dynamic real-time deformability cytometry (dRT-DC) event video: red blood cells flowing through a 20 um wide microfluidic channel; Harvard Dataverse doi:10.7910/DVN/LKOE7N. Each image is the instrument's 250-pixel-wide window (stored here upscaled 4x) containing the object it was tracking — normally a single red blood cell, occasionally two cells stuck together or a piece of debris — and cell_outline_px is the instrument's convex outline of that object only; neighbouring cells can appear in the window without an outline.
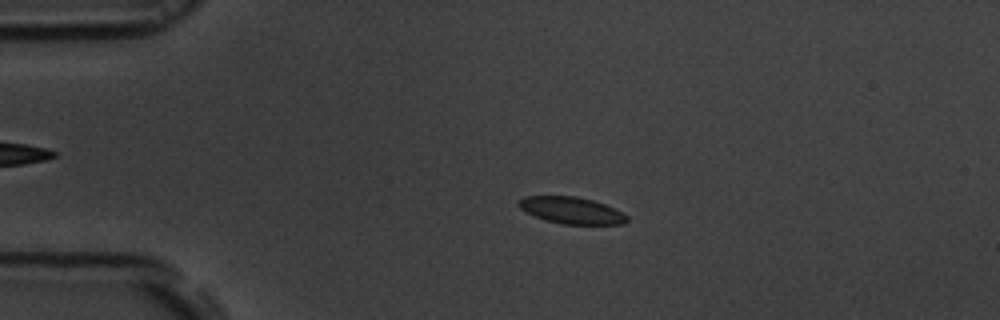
{"species": "common noctule bat (a hibernating species)", "species_latin": "Nyctalus noctula", "temperature_condition": "room temperature", "stored_images_in_passage": 52, "camera_frame_rate_fps": 3000, "um_per_image_px": 0.085, "animal": {"sex": "male", "body_mass_g": 19.5, "forearm_length_mm": 54.6}, "frame": {"image": 1, "passage_image": 9, "time_ms": 2.667, "image_size_px": [1000, 320], "cell_outline_px": [[628, 220], [624, 224], [564, 224], [544, 220], [520, 208], [516, 204], [516, 200], [524, 196], [576, 196], [592, 200], [604, 204], [628, 216]], "centroid_in_image_um": [48.53, 17.87], "position_along_channel_um": 36.5, "area_um2": 16.76}}
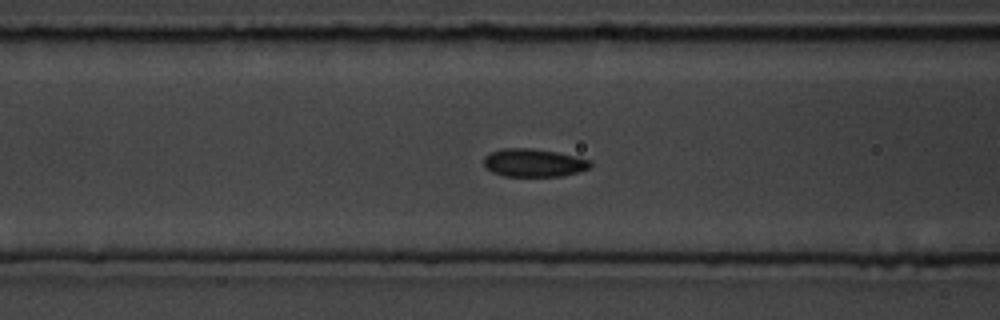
{"frame": {"image": 2, "passage_image": 19, "time_ms": 6.0, "image_size_px": [1000, 320], "cell_outline_px": [[592, 168], [580, 172], [564, 176], [504, 176], [492, 172], [484, 164], [484, 156], [492, 152], [504, 148], [532, 148], [556, 152], [592, 160]], "centroid_in_image_um": [45.42, 13.84], "position_along_channel_um": 121.2, "area_um2": 17.51}}
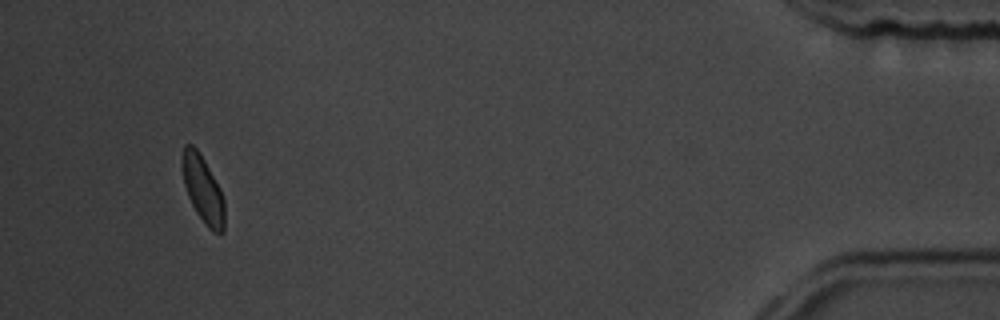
{"frame": {"image": 3, "passage_image": 49, "time_ms": 16.0, "image_size_px": [1000, 320], "cell_outline_px": [[224, 232], [212, 232], [204, 224], [196, 212], [188, 196], [184, 184], [180, 164], [180, 160], [184, 144], [192, 144], [196, 148], [204, 160], [220, 188], [224, 200]], "centroid_in_image_um": [17.22, 16.07], "position_along_channel_um": 418.0, "area_um2": 16.65}, "authors_computed_cell_mechanics": {"area_um2": 17.1955, "velocity_mm_per_s": 3.6985, "shape_relaxation_time_tau1_ms": 1.5748, "shape_relaxation_time_tau2_ms": 1.0688, "deformation_change_tau1": 0.0807, "deformation_change_tau2": 0.0486}}